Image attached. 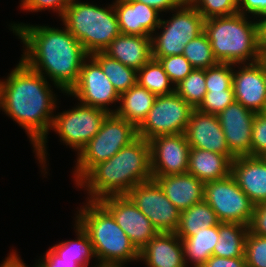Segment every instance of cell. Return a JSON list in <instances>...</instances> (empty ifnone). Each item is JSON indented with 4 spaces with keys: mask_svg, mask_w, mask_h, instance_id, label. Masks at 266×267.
Wrapping results in <instances>:
<instances>
[{
    "mask_svg": "<svg viewBox=\"0 0 266 267\" xmlns=\"http://www.w3.org/2000/svg\"><path fill=\"white\" fill-rule=\"evenodd\" d=\"M46 78L20 60L6 79H0V109L26 131L44 171L47 134L57 107Z\"/></svg>",
    "mask_w": 266,
    "mask_h": 267,
    "instance_id": "1",
    "label": "cell"
},
{
    "mask_svg": "<svg viewBox=\"0 0 266 267\" xmlns=\"http://www.w3.org/2000/svg\"><path fill=\"white\" fill-rule=\"evenodd\" d=\"M9 26L25 46L21 60L49 77L55 88L67 95L77 84L83 61L89 56L81 43L65 26L62 29L24 23Z\"/></svg>",
    "mask_w": 266,
    "mask_h": 267,
    "instance_id": "2",
    "label": "cell"
},
{
    "mask_svg": "<svg viewBox=\"0 0 266 267\" xmlns=\"http://www.w3.org/2000/svg\"><path fill=\"white\" fill-rule=\"evenodd\" d=\"M153 179L150 144L138 137L107 161L95 165L78 183L87 190L89 201L111 195H126L139 183Z\"/></svg>",
    "mask_w": 266,
    "mask_h": 267,
    "instance_id": "3",
    "label": "cell"
},
{
    "mask_svg": "<svg viewBox=\"0 0 266 267\" xmlns=\"http://www.w3.org/2000/svg\"><path fill=\"white\" fill-rule=\"evenodd\" d=\"M75 218L89 236L99 265L124 266L126 262L140 261V252L99 201L88 200Z\"/></svg>",
    "mask_w": 266,
    "mask_h": 267,
    "instance_id": "4",
    "label": "cell"
},
{
    "mask_svg": "<svg viewBox=\"0 0 266 267\" xmlns=\"http://www.w3.org/2000/svg\"><path fill=\"white\" fill-rule=\"evenodd\" d=\"M247 16L237 13L204 21V32L218 62L237 65L261 60L258 22Z\"/></svg>",
    "mask_w": 266,
    "mask_h": 267,
    "instance_id": "5",
    "label": "cell"
},
{
    "mask_svg": "<svg viewBox=\"0 0 266 267\" xmlns=\"http://www.w3.org/2000/svg\"><path fill=\"white\" fill-rule=\"evenodd\" d=\"M61 20L88 55L103 52L120 34L113 4L104 8L74 0L66 8Z\"/></svg>",
    "mask_w": 266,
    "mask_h": 267,
    "instance_id": "6",
    "label": "cell"
},
{
    "mask_svg": "<svg viewBox=\"0 0 266 267\" xmlns=\"http://www.w3.org/2000/svg\"><path fill=\"white\" fill-rule=\"evenodd\" d=\"M138 138L137 127L116 113H109L99 132L77 156L73 171L77 184L95 165L107 161Z\"/></svg>",
    "mask_w": 266,
    "mask_h": 267,
    "instance_id": "7",
    "label": "cell"
},
{
    "mask_svg": "<svg viewBox=\"0 0 266 267\" xmlns=\"http://www.w3.org/2000/svg\"><path fill=\"white\" fill-rule=\"evenodd\" d=\"M171 19H161L160 34L151 35L152 57H167L183 54L184 46L204 31V17L185 0Z\"/></svg>",
    "mask_w": 266,
    "mask_h": 267,
    "instance_id": "8",
    "label": "cell"
},
{
    "mask_svg": "<svg viewBox=\"0 0 266 267\" xmlns=\"http://www.w3.org/2000/svg\"><path fill=\"white\" fill-rule=\"evenodd\" d=\"M193 109L176 92L158 95L146 118L137 127L138 137L149 141L160 135L185 133Z\"/></svg>",
    "mask_w": 266,
    "mask_h": 267,
    "instance_id": "9",
    "label": "cell"
},
{
    "mask_svg": "<svg viewBox=\"0 0 266 267\" xmlns=\"http://www.w3.org/2000/svg\"><path fill=\"white\" fill-rule=\"evenodd\" d=\"M203 200L213 209L219 222L249 226L255 204L231 174L220 180L206 182Z\"/></svg>",
    "mask_w": 266,
    "mask_h": 267,
    "instance_id": "10",
    "label": "cell"
},
{
    "mask_svg": "<svg viewBox=\"0 0 266 267\" xmlns=\"http://www.w3.org/2000/svg\"><path fill=\"white\" fill-rule=\"evenodd\" d=\"M108 114L102 109L78 103L73 109L54 115L51 129L58 133L64 144L79 154L99 132Z\"/></svg>",
    "mask_w": 266,
    "mask_h": 267,
    "instance_id": "11",
    "label": "cell"
},
{
    "mask_svg": "<svg viewBox=\"0 0 266 267\" xmlns=\"http://www.w3.org/2000/svg\"><path fill=\"white\" fill-rule=\"evenodd\" d=\"M126 195L149 218L158 232H176L181 211L166 197L154 179L139 183Z\"/></svg>",
    "mask_w": 266,
    "mask_h": 267,
    "instance_id": "12",
    "label": "cell"
},
{
    "mask_svg": "<svg viewBox=\"0 0 266 267\" xmlns=\"http://www.w3.org/2000/svg\"><path fill=\"white\" fill-rule=\"evenodd\" d=\"M81 104L115 113L109 104L119 102L120 95L115 90L109 78L104 74L100 64L89 55L82 64L77 84L68 93Z\"/></svg>",
    "mask_w": 266,
    "mask_h": 267,
    "instance_id": "13",
    "label": "cell"
},
{
    "mask_svg": "<svg viewBox=\"0 0 266 267\" xmlns=\"http://www.w3.org/2000/svg\"><path fill=\"white\" fill-rule=\"evenodd\" d=\"M99 202L112 214L139 252L159 233L127 195H111Z\"/></svg>",
    "mask_w": 266,
    "mask_h": 267,
    "instance_id": "14",
    "label": "cell"
},
{
    "mask_svg": "<svg viewBox=\"0 0 266 267\" xmlns=\"http://www.w3.org/2000/svg\"><path fill=\"white\" fill-rule=\"evenodd\" d=\"M152 176L186 174L190 145L185 133L160 135L149 140Z\"/></svg>",
    "mask_w": 266,
    "mask_h": 267,
    "instance_id": "15",
    "label": "cell"
},
{
    "mask_svg": "<svg viewBox=\"0 0 266 267\" xmlns=\"http://www.w3.org/2000/svg\"><path fill=\"white\" fill-rule=\"evenodd\" d=\"M233 69L232 88L234 99L245 108L255 112H265L266 107V66L260 60L250 64H237ZM235 70V71H234Z\"/></svg>",
    "mask_w": 266,
    "mask_h": 267,
    "instance_id": "16",
    "label": "cell"
},
{
    "mask_svg": "<svg viewBox=\"0 0 266 267\" xmlns=\"http://www.w3.org/2000/svg\"><path fill=\"white\" fill-rule=\"evenodd\" d=\"M256 113L234 101L218 118L229 151L235 156H251V135Z\"/></svg>",
    "mask_w": 266,
    "mask_h": 267,
    "instance_id": "17",
    "label": "cell"
},
{
    "mask_svg": "<svg viewBox=\"0 0 266 267\" xmlns=\"http://www.w3.org/2000/svg\"><path fill=\"white\" fill-rule=\"evenodd\" d=\"M185 136L190 148L223 154L231 161L235 158L227 146L218 115L193 109L185 130Z\"/></svg>",
    "mask_w": 266,
    "mask_h": 267,
    "instance_id": "18",
    "label": "cell"
},
{
    "mask_svg": "<svg viewBox=\"0 0 266 267\" xmlns=\"http://www.w3.org/2000/svg\"><path fill=\"white\" fill-rule=\"evenodd\" d=\"M121 34L151 36L160 25L161 14L156 9L134 0L113 2Z\"/></svg>",
    "mask_w": 266,
    "mask_h": 267,
    "instance_id": "19",
    "label": "cell"
},
{
    "mask_svg": "<svg viewBox=\"0 0 266 267\" xmlns=\"http://www.w3.org/2000/svg\"><path fill=\"white\" fill-rule=\"evenodd\" d=\"M231 175L255 205L266 201V157H235L231 164Z\"/></svg>",
    "mask_w": 266,
    "mask_h": 267,
    "instance_id": "20",
    "label": "cell"
},
{
    "mask_svg": "<svg viewBox=\"0 0 266 267\" xmlns=\"http://www.w3.org/2000/svg\"><path fill=\"white\" fill-rule=\"evenodd\" d=\"M139 260L147 267H187L183 244L176 233L159 232L140 251Z\"/></svg>",
    "mask_w": 266,
    "mask_h": 267,
    "instance_id": "21",
    "label": "cell"
},
{
    "mask_svg": "<svg viewBox=\"0 0 266 267\" xmlns=\"http://www.w3.org/2000/svg\"><path fill=\"white\" fill-rule=\"evenodd\" d=\"M166 197L180 210H186L204 199V182L189 173L152 176Z\"/></svg>",
    "mask_w": 266,
    "mask_h": 267,
    "instance_id": "22",
    "label": "cell"
},
{
    "mask_svg": "<svg viewBox=\"0 0 266 267\" xmlns=\"http://www.w3.org/2000/svg\"><path fill=\"white\" fill-rule=\"evenodd\" d=\"M103 52L139 71L152 58L151 36L120 33Z\"/></svg>",
    "mask_w": 266,
    "mask_h": 267,
    "instance_id": "23",
    "label": "cell"
},
{
    "mask_svg": "<svg viewBox=\"0 0 266 267\" xmlns=\"http://www.w3.org/2000/svg\"><path fill=\"white\" fill-rule=\"evenodd\" d=\"M231 164L232 161L226 155L190 148L187 173L206 183L228 177L231 174Z\"/></svg>",
    "mask_w": 266,
    "mask_h": 267,
    "instance_id": "24",
    "label": "cell"
},
{
    "mask_svg": "<svg viewBox=\"0 0 266 267\" xmlns=\"http://www.w3.org/2000/svg\"><path fill=\"white\" fill-rule=\"evenodd\" d=\"M156 97V94L136 83L120 95L121 104L115 113L138 127L154 105Z\"/></svg>",
    "mask_w": 266,
    "mask_h": 267,
    "instance_id": "25",
    "label": "cell"
},
{
    "mask_svg": "<svg viewBox=\"0 0 266 267\" xmlns=\"http://www.w3.org/2000/svg\"><path fill=\"white\" fill-rule=\"evenodd\" d=\"M219 238V224L207 227L200 232L187 238H180L184 249V260L186 266L189 262L192 267H201L209 257L213 255L214 246Z\"/></svg>",
    "mask_w": 266,
    "mask_h": 267,
    "instance_id": "26",
    "label": "cell"
},
{
    "mask_svg": "<svg viewBox=\"0 0 266 267\" xmlns=\"http://www.w3.org/2000/svg\"><path fill=\"white\" fill-rule=\"evenodd\" d=\"M249 232L246 225L239 223H219V238L214 246L213 255L217 257L244 256L245 240Z\"/></svg>",
    "mask_w": 266,
    "mask_h": 267,
    "instance_id": "27",
    "label": "cell"
},
{
    "mask_svg": "<svg viewBox=\"0 0 266 267\" xmlns=\"http://www.w3.org/2000/svg\"><path fill=\"white\" fill-rule=\"evenodd\" d=\"M220 222L213 209L203 200L180 212V220L176 235L187 238L207 227L218 225Z\"/></svg>",
    "mask_w": 266,
    "mask_h": 267,
    "instance_id": "28",
    "label": "cell"
},
{
    "mask_svg": "<svg viewBox=\"0 0 266 267\" xmlns=\"http://www.w3.org/2000/svg\"><path fill=\"white\" fill-rule=\"evenodd\" d=\"M91 56L100 64L104 74L109 78L119 95L137 83V71L135 69L125 66L104 52H96Z\"/></svg>",
    "mask_w": 266,
    "mask_h": 267,
    "instance_id": "29",
    "label": "cell"
},
{
    "mask_svg": "<svg viewBox=\"0 0 266 267\" xmlns=\"http://www.w3.org/2000/svg\"><path fill=\"white\" fill-rule=\"evenodd\" d=\"M77 239L60 242L52 246V250L61 257V259H74L78 264L88 267L90 259L95 256L93 245L87 233L75 222ZM93 257V258H92Z\"/></svg>",
    "mask_w": 266,
    "mask_h": 267,
    "instance_id": "30",
    "label": "cell"
},
{
    "mask_svg": "<svg viewBox=\"0 0 266 267\" xmlns=\"http://www.w3.org/2000/svg\"><path fill=\"white\" fill-rule=\"evenodd\" d=\"M137 83L157 96L175 92V86L162 65L153 58L137 71Z\"/></svg>",
    "mask_w": 266,
    "mask_h": 267,
    "instance_id": "31",
    "label": "cell"
},
{
    "mask_svg": "<svg viewBox=\"0 0 266 267\" xmlns=\"http://www.w3.org/2000/svg\"><path fill=\"white\" fill-rule=\"evenodd\" d=\"M183 55L194 69H207L219 63L204 31L184 46Z\"/></svg>",
    "mask_w": 266,
    "mask_h": 267,
    "instance_id": "32",
    "label": "cell"
},
{
    "mask_svg": "<svg viewBox=\"0 0 266 267\" xmlns=\"http://www.w3.org/2000/svg\"><path fill=\"white\" fill-rule=\"evenodd\" d=\"M175 92L194 109H197L207 92L205 69H193L184 80L175 86Z\"/></svg>",
    "mask_w": 266,
    "mask_h": 267,
    "instance_id": "33",
    "label": "cell"
},
{
    "mask_svg": "<svg viewBox=\"0 0 266 267\" xmlns=\"http://www.w3.org/2000/svg\"><path fill=\"white\" fill-rule=\"evenodd\" d=\"M204 19L238 13V0H188Z\"/></svg>",
    "mask_w": 266,
    "mask_h": 267,
    "instance_id": "34",
    "label": "cell"
},
{
    "mask_svg": "<svg viewBox=\"0 0 266 267\" xmlns=\"http://www.w3.org/2000/svg\"><path fill=\"white\" fill-rule=\"evenodd\" d=\"M233 67L234 64L219 62L217 65L205 69L206 90H233Z\"/></svg>",
    "mask_w": 266,
    "mask_h": 267,
    "instance_id": "35",
    "label": "cell"
},
{
    "mask_svg": "<svg viewBox=\"0 0 266 267\" xmlns=\"http://www.w3.org/2000/svg\"><path fill=\"white\" fill-rule=\"evenodd\" d=\"M152 58L160 62L174 86L184 80L194 69L183 54Z\"/></svg>",
    "mask_w": 266,
    "mask_h": 267,
    "instance_id": "36",
    "label": "cell"
},
{
    "mask_svg": "<svg viewBox=\"0 0 266 267\" xmlns=\"http://www.w3.org/2000/svg\"><path fill=\"white\" fill-rule=\"evenodd\" d=\"M244 256L246 267H266V237L248 232Z\"/></svg>",
    "mask_w": 266,
    "mask_h": 267,
    "instance_id": "37",
    "label": "cell"
},
{
    "mask_svg": "<svg viewBox=\"0 0 266 267\" xmlns=\"http://www.w3.org/2000/svg\"><path fill=\"white\" fill-rule=\"evenodd\" d=\"M234 101L233 90L207 91L197 109L205 113L218 115Z\"/></svg>",
    "mask_w": 266,
    "mask_h": 267,
    "instance_id": "38",
    "label": "cell"
},
{
    "mask_svg": "<svg viewBox=\"0 0 266 267\" xmlns=\"http://www.w3.org/2000/svg\"><path fill=\"white\" fill-rule=\"evenodd\" d=\"M251 156L266 157V112L256 113L254 117Z\"/></svg>",
    "mask_w": 266,
    "mask_h": 267,
    "instance_id": "39",
    "label": "cell"
},
{
    "mask_svg": "<svg viewBox=\"0 0 266 267\" xmlns=\"http://www.w3.org/2000/svg\"><path fill=\"white\" fill-rule=\"evenodd\" d=\"M74 0H27L23 5L20 6L22 10L38 12L44 9H52L54 12L59 14L62 18L66 8Z\"/></svg>",
    "mask_w": 266,
    "mask_h": 267,
    "instance_id": "40",
    "label": "cell"
},
{
    "mask_svg": "<svg viewBox=\"0 0 266 267\" xmlns=\"http://www.w3.org/2000/svg\"><path fill=\"white\" fill-rule=\"evenodd\" d=\"M248 228L251 233L266 237V201L254 206Z\"/></svg>",
    "mask_w": 266,
    "mask_h": 267,
    "instance_id": "41",
    "label": "cell"
},
{
    "mask_svg": "<svg viewBox=\"0 0 266 267\" xmlns=\"http://www.w3.org/2000/svg\"><path fill=\"white\" fill-rule=\"evenodd\" d=\"M36 267H84L74 259H61L51 248L47 250L44 259L38 260Z\"/></svg>",
    "mask_w": 266,
    "mask_h": 267,
    "instance_id": "42",
    "label": "cell"
},
{
    "mask_svg": "<svg viewBox=\"0 0 266 267\" xmlns=\"http://www.w3.org/2000/svg\"><path fill=\"white\" fill-rule=\"evenodd\" d=\"M238 13L243 15L250 13L257 20L266 14V0H238Z\"/></svg>",
    "mask_w": 266,
    "mask_h": 267,
    "instance_id": "43",
    "label": "cell"
},
{
    "mask_svg": "<svg viewBox=\"0 0 266 267\" xmlns=\"http://www.w3.org/2000/svg\"><path fill=\"white\" fill-rule=\"evenodd\" d=\"M201 267H246V261L245 256L227 258L212 255Z\"/></svg>",
    "mask_w": 266,
    "mask_h": 267,
    "instance_id": "44",
    "label": "cell"
},
{
    "mask_svg": "<svg viewBox=\"0 0 266 267\" xmlns=\"http://www.w3.org/2000/svg\"><path fill=\"white\" fill-rule=\"evenodd\" d=\"M140 3H144L157 11L166 12L173 11L175 8L179 7L185 0H134Z\"/></svg>",
    "mask_w": 266,
    "mask_h": 267,
    "instance_id": "45",
    "label": "cell"
},
{
    "mask_svg": "<svg viewBox=\"0 0 266 267\" xmlns=\"http://www.w3.org/2000/svg\"><path fill=\"white\" fill-rule=\"evenodd\" d=\"M261 54L266 50V14L257 19Z\"/></svg>",
    "mask_w": 266,
    "mask_h": 267,
    "instance_id": "46",
    "label": "cell"
},
{
    "mask_svg": "<svg viewBox=\"0 0 266 267\" xmlns=\"http://www.w3.org/2000/svg\"><path fill=\"white\" fill-rule=\"evenodd\" d=\"M0 267H27V266L25 265V263H23L20 257H18V254L12 251V253H10V255L7 258H5Z\"/></svg>",
    "mask_w": 266,
    "mask_h": 267,
    "instance_id": "47",
    "label": "cell"
},
{
    "mask_svg": "<svg viewBox=\"0 0 266 267\" xmlns=\"http://www.w3.org/2000/svg\"><path fill=\"white\" fill-rule=\"evenodd\" d=\"M94 267H125V266H122V265H95Z\"/></svg>",
    "mask_w": 266,
    "mask_h": 267,
    "instance_id": "48",
    "label": "cell"
},
{
    "mask_svg": "<svg viewBox=\"0 0 266 267\" xmlns=\"http://www.w3.org/2000/svg\"><path fill=\"white\" fill-rule=\"evenodd\" d=\"M261 61L265 64L266 66V50L261 54Z\"/></svg>",
    "mask_w": 266,
    "mask_h": 267,
    "instance_id": "49",
    "label": "cell"
},
{
    "mask_svg": "<svg viewBox=\"0 0 266 267\" xmlns=\"http://www.w3.org/2000/svg\"><path fill=\"white\" fill-rule=\"evenodd\" d=\"M27 0H21L20 6L23 5Z\"/></svg>",
    "mask_w": 266,
    "mask_h": 267,
    "instance_id": "50",
    "label": "cell"
}]
</instances>
